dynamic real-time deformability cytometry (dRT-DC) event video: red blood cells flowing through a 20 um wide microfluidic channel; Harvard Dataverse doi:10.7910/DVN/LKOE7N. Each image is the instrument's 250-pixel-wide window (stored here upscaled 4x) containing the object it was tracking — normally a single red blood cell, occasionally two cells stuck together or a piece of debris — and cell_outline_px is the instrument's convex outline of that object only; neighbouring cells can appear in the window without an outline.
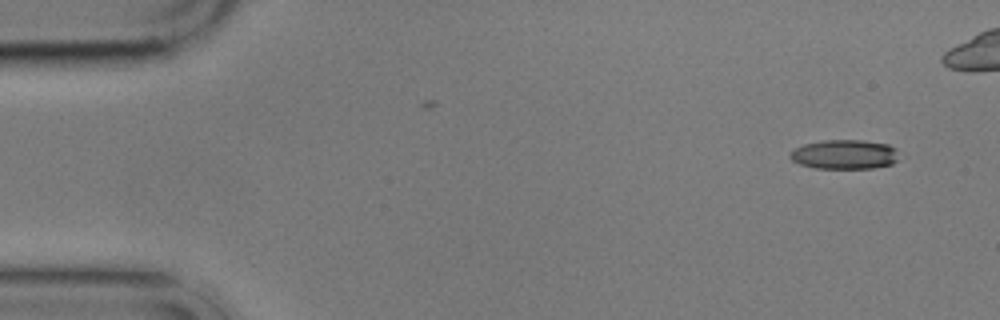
{"species": "common noctule bat (a hibernating species)", "species_latin": "Nyctalus noctula", "temperature_condition": "cold", "stored_images_in_passage": 5, "camera_frame_rate_fps": 3000, "um_per_image_px": 0.085, "animal": {"sex": "male", "body_mass_g": 17.9}, "frame": {"image": 1, "passage_image": 1, "time_ms": 0.0, "image_size_px": [1000, 320], "cell_outline_px": [[896, 160], [892, 164], [872, 168], [816, 168], [800, 164], [792, 160], [788, 156], [796, 148], [804, 144], [824, 140], [864, 140], [888, 144], [896, 148]], "centroid_in_image_um": [71.78, 13.12], "position_along_channel_um": 13.2, "area_um2": 18.5}}